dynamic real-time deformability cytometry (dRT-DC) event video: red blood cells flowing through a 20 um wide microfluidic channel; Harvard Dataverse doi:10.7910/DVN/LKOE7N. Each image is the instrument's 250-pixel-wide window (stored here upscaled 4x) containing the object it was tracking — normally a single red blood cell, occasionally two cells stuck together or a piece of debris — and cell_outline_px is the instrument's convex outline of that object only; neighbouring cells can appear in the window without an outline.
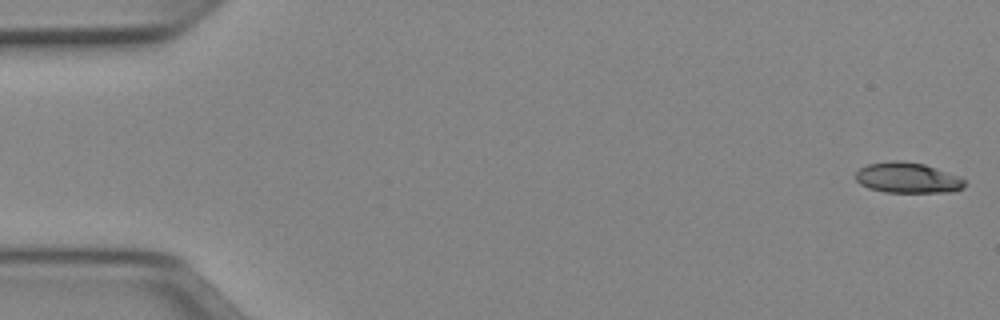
{"species": "Egyptian fruit bat (a non-hibernating species)", "species_latin": "Rousettus aegyptiacus", "temperature_condition": "cold", "stored_images_in_passage": 51, "camera_frame_rate_fps": 3000, "um_per_image_px": 0.085, "animal": {"sex": "female"}, "frame": {"image": 1, "passage_image": 1, "time_ms": 0.0, "image_size_px": [1000, 320], "cell_outline_px": [[968, 184], [964, 188], [952, 192], [884, 192], [868, 188], [860, 184], [856, 180], [856, 172], [860, 168], [868, 164], [888, 160], [904, 160], [924, 164], [960, 176]], "centroid_in_image_um": [77.16, 15.11], "position_along_channel_um": 7.8, "area_um2": 19.71}}
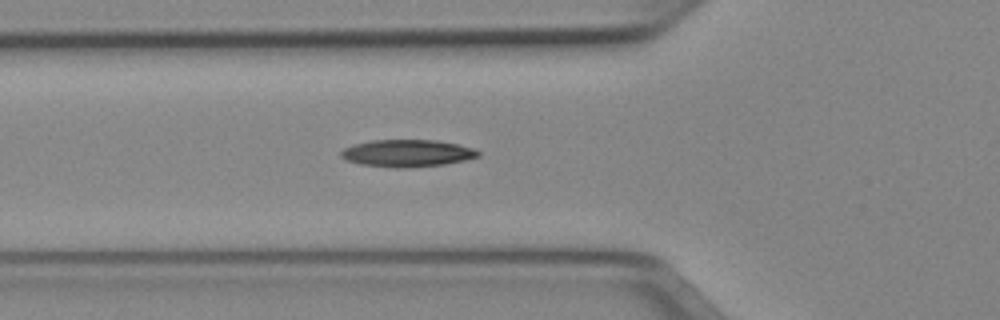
{"frame": {"image": 2, "passage_image": 18, "time_ms": 5.667, "image_size_px": [1000, 320], "cell_outline_px": [[480, 156], [464, 160], [444, 164], [400, 168], [396, 168], [360, 164], [348, 160], [340, 156], [340, 152], [344, 148], [352, 144], [372, 140], [436, 140], [456, 144], [472, 148], [480, 152]], "centroid_in_image_um": [34.58, 13.02], "position_along_channel_um": 91.2, "area_um2": 21.56}}
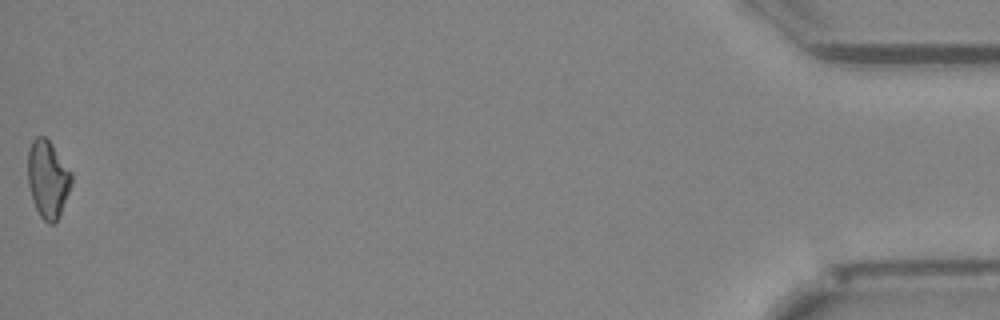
{"frame": {"image": 3, "passage_image": 51, "time_ms": 16.667, "image_size_px": [1000, 320], "cell_outline_px": [[72, 184], [56, 224], [48, 224], [40, 216], [32, 200], [28, 184], [28, 152], [32, 140], [36, 136], [44, 136], [52, 144], [72, 172]], "centroid_in_image_um": [4.07, 15.23], "position_along_channel_um": 431.1, "area_um2": 19.83}, "authors_computed_cell_mechanics": {"area_um2": 20.23, "velocity_mm_per_s": 3.9761, "shape_relaxation_time_tau1_ms": 10.4133, "shape_relaxation_time_tau2_ms": null, "deformation_change_tau1": 0.2328, "deformation_change_tau2": null}}